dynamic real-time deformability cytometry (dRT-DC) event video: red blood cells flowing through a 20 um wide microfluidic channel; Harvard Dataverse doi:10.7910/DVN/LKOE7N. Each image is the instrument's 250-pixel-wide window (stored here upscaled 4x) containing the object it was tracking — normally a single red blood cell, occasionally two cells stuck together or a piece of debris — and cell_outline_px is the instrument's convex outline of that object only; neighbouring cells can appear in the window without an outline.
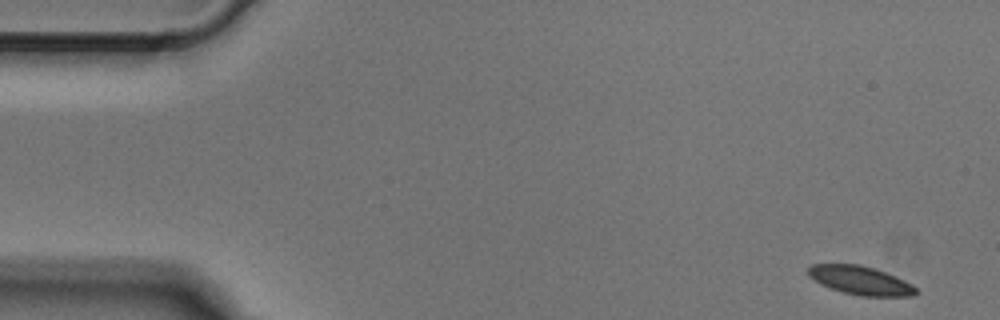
{"species": "Egyptian fruit bat (a non-hibernating species)", "species_latin": "Rousettus aegyptiacus", "temperature_condition": "cold", "stored_images_in_passage": 49, "camera_frame_rate_fps": 3000, "um_per_image_px": 0.085, "animal": {"sex": "male"}, "frame": {"image": 1, "passage_image": 1, "time_ms": 0.0, "image_size_px": [1000, 320], "cell_outline_px": [[920, 292], [912, 296], [860, 296], [844, 292], [820, 284], [808, 276], [808, 268], [812, 264], [860, 264], [876, 268], [896, 276], [912, 284]], "centroid_in_image_um": [73.16, 23.83], "position_along_channel_um": 11.8, "area_um2": 18.09}}
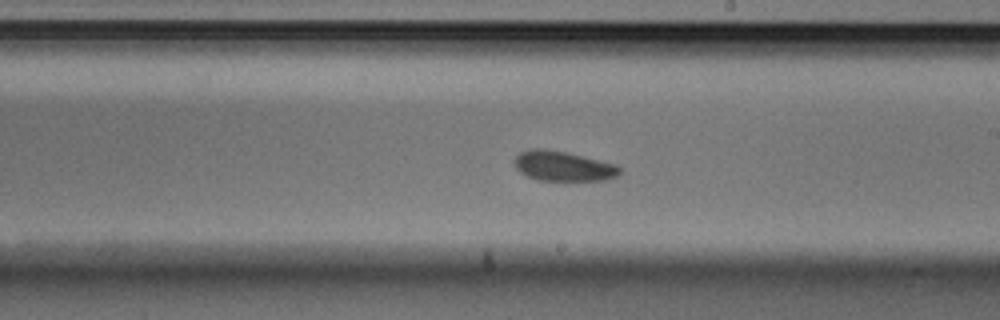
{"frame": {"image": 2, "passage_image": 27, "time_ms": 8.667, "image_size_px": [1000, 320], "cell_outline_px": [[620, 172], [616, 176], [604, 180], [540, 180], [528, 176], [520, 172], [516, 168], [512, 160], [520, 152], [532, 148], [544, 148], [564, 152], [616, 164], [620, 168]], "centroid_in_image_um": [47.82, 14.11], "position_along_channel_um": 241.2, "area_um2": 18.15}}
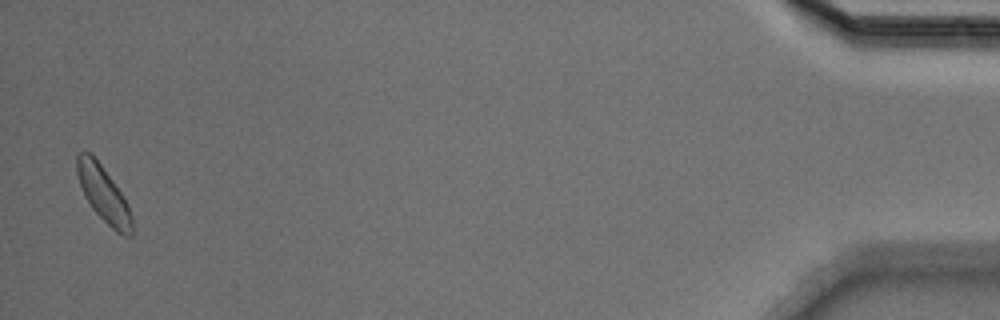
{"frame": {"image": 3, "passage_image": 48, "time_ms": 15.667, "image_size_px": [1000, 320], "cell_outline_px": [[132, 236], [124, 236], [116, 232], [92, 208], [80, 184], [76, 172], [76, 156], [80, 152], [88, 152], [100, 164], [112, 180], [128, 204], [132, 216]], "centroid_in_image_um": [8.81, 16.52], "position_along_channel_um": 426.4, "area_um2": 17.34}}